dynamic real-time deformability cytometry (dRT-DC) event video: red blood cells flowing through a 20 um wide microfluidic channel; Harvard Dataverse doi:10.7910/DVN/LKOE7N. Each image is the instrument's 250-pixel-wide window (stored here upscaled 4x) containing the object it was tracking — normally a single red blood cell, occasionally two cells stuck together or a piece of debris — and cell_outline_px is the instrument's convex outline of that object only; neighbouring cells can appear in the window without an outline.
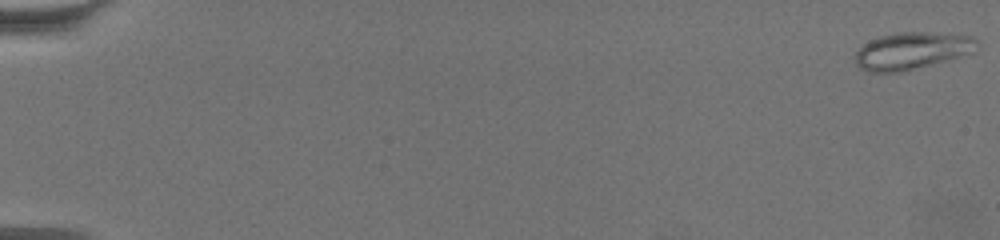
{"species": "common noctule bat (a hibernating species)", "species_latin": "Nyctalus noctula", "temperature_condition": "warm", "stored_images_in_passage": 64, "camera_frame_rate_fps": 3000, "um_per_image_px": 0.085, "animal": {"sex": "female", "body_mass_g": 19.5, "forearm_length_mm": 54.1}, "frame": {"image": 1, "passage_image": 1, "time_ms": 0.0, "image_size_px": [1000, 240], "cell_outline_px": [[980, 40], [972, 52], [944, 60], [900, 72], [868, 72], [860, 68], [856, 64], [856, 52], [864, 44], [880, 36], [896, 32], [932, 32], [972, 36]], "centroid_in_image_um": [77.49, 4.3], "position_along_channel_um": 7.5, "area_um2": 25.89}}
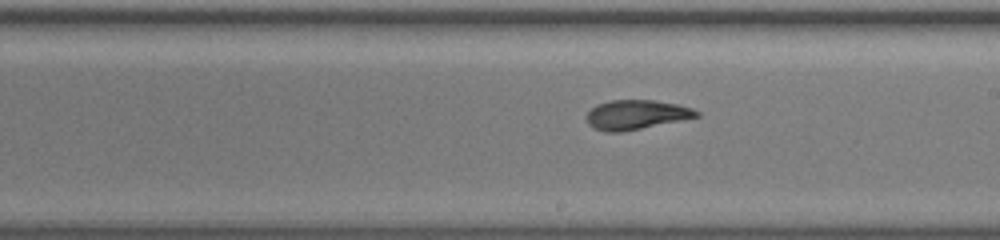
{"frame": {"image": 2, "passage_image": 39, "time_ms": 12.667, "image_size_px": [1000, 240], "cell_outline_px": [[700, 116], [620, 132], [604, 132], [592, 128], [588, 124], [584, 116], [596, 104], [608, 100], [656, 100], [676, 104], [692, 108], [700, 112]], "centroid_in_image_um": [54.01, 9.74], "position_along_channel_um": 235.0, "area_um2": 18.9}}
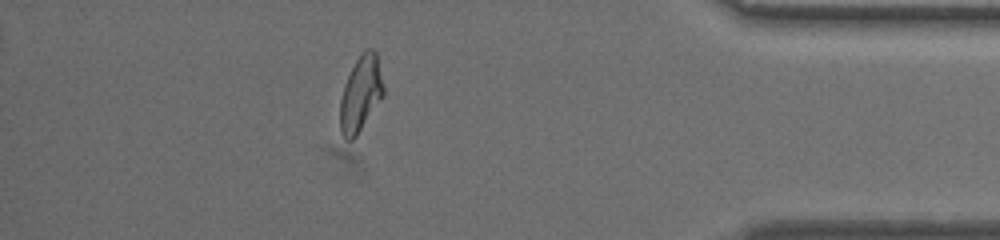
{"frame": {"image": 3, "passage_image": 57, "time_ms": 18.667, "image_size_px": [1000, 240], "cell_outline_px": [[384, 96], [356, 136], [352, 140], [344, 140], [340, 132], [340, 100], [344, 84], [360, 52], [364, 48], [372, 48], [376, 52], [384, 88]], "centroid_in_image_um": [30.65, 7.97], "position_along_channel_um": 404.5, "area_um2": 19.25}, "authors_computed_cell_mechanics": {"area_um2": 19.6231, "velocity_mm_per_s": 3.3815, "shape_relaxation_time_tau1_ms": 6.597, "shape_relaxation_time_tau2_ms": 1.9467, "deformation_change_tau1": 0.227, "deformation_change_tau2": 0.0633}}